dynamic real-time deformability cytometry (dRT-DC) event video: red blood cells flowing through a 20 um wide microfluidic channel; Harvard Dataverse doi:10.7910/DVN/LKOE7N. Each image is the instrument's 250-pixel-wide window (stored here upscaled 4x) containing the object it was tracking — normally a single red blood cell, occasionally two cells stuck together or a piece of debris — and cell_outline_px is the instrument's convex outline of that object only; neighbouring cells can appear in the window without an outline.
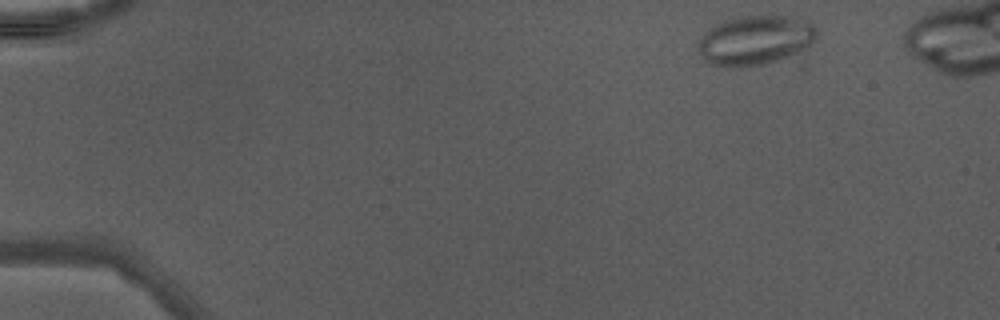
{"species": "Egyptian fruit bat (a non-hibernating species)", "species_latin": "Rousettus aegyptiacus", "temperature_condition": "warm", "stored_images_in_passage": 40, "segment_of_instrument_passage": [1, 2], "camera_frame_rate_fps": 3000, "um_per_image_px": 0.085, "animal": {"sex": "male"}, "frame": {"image": 1, "passage_image": 1, "time_ms": 0.0, "image_size_px": [1000, 320], "cell_outline_px": [[816, 40], [812, 44], [796, 52], [776, 60], [764, 64], [732, 68], [708, 64], [704, 60], [696, 48], [696, 44], [704, 32], [716, 24], [724, 20], [740, 16], [792, 16], [808, 20], [816, 28]], "centroid_in_image_um": [64.15, 3.41], "position_along_channel_um": 20.9, "area_um2": 34.39}}